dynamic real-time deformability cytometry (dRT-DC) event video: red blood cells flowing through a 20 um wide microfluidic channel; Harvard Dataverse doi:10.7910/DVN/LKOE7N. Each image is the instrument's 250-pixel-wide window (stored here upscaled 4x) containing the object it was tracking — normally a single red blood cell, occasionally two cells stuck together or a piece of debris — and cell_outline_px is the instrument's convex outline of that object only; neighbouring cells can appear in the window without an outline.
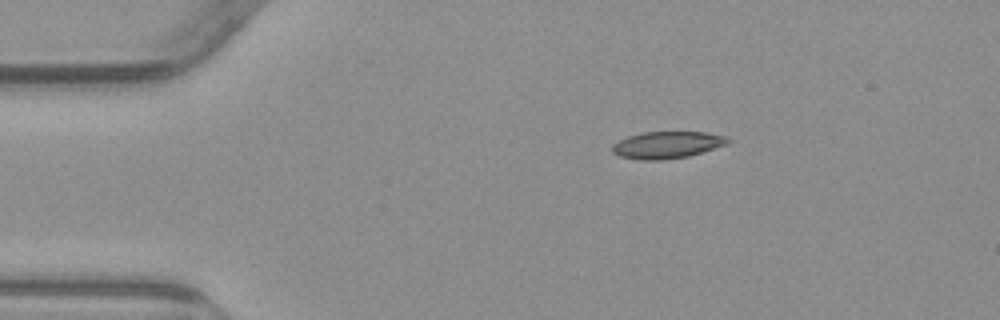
{"species": "common noctule bat (a hibernating species)", "species_latin": "Nyctalus noctula", "temperature_condition": "warm", "stored_images_in_passage": 4, "camera_frame_rate_fps": 3000, "um_per_image_px": 0.085, "animal": {"sex": "male", "body_mass_g": 23.1, "forearm_length_mm": 52.7}, "frame": {"image": 1, "passage_image": 1, "time_ms": 0.0, "image_size_px": [1000, 320], "cell_outline_px": [[732, 140], [728, 144], [688, 156], [660, 160], [640, 160], [620, 156], [612, 152], [612, 144], [628, 136], [640, 132], [704, 132], [724, 136]], "centroid_in_image_um": [56.69, 12.31], "position_along_channel_um": 28.3, "area_um2": 18.09}}
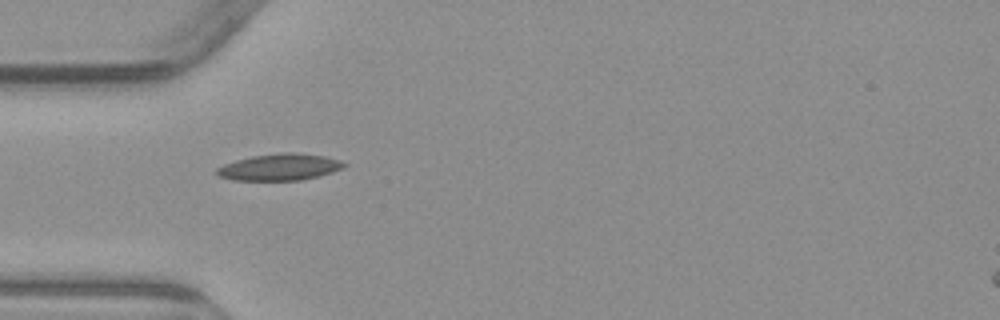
{"frame": {"image": 2, "passage_image": 3, "time_ms": 2.333, "image_size_px": [1000, 320], "cell_outline_px": [[348, 164], [344, 168], [320, 176], [300, 180], [232, 180], [220, 176], [216, 172], [216, 168], [224, 164], [236, 160], [252, 156], [280, 152], [296, 152], [324, 156], [340, 160]], "centroid_in_image_um": [23.8, 14.2], "position_along_channel_um": 61.2, "area_um2": 19.83}}
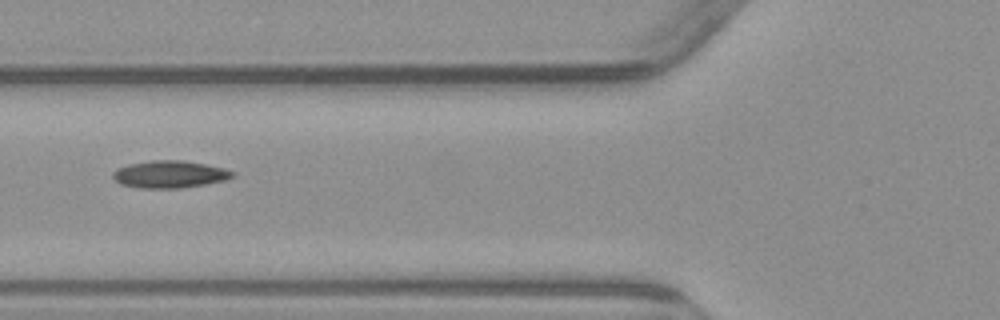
{"frame": {"image": 3, "passage_image": 4, "time_ms": 3.667, "image_size_px": [1000, 320], "cell_outline_px": [[236, 176], [224, 180], [204, 184], [180, 188], [140, 188], [120, 184], [112, 176], [112, 172], [116, 168], [128, 164], [152, 160], [184, 160], [224, 168], [236, 172]], "centroid_in_image_um": [14.41, 14.81], "position_along_channel_um": 111.4, "area_um2": 19.07}}